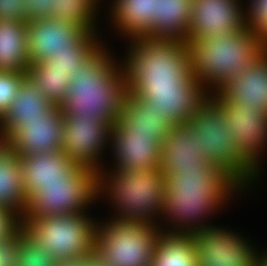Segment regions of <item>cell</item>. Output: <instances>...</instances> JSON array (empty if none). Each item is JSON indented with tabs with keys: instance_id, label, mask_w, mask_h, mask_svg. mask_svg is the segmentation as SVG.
<instances>
[{
	"instance_id": "d590c367",
	"label": "cell",
	"mask_w": 267,
	"mask_h": 266,
	"mask_svg": "<svg viewBox=\"0 0 267 266\" xmlns=\"http://www.w3.org/2000/svg\"><path fill=\"white\" fill-rule=\"evenodd\" d=\"M87 266H109L107 259L95 248L87 254Z\"/></svg>"
},
{
	"instance_id": "6da1fadb",
	"label": "cell",
	"mask_w": 267,
	"mask_h": 266,
	"mask_svg": "<svg viewBox=\"0 0 267 266\" xmlns=\"http://www.w3.org/2000/svg\"><path fill=\"white\" fill-rule=\"evenodd\" d=\"M161 146L162 173L191 206L219 207L236 189L206 158L189 123L174 124Z\"/></svg>"
},
{
	"instance_id": "836d02e7",
	"label": "cell",
	"mask_w": 267,
	"mask_h": 266,
	"mask_svg": "<svg viewBox=\"0 0 267 266\" xmlns=\"http://www.w3.org/2000/svg\"><path fill=\"white\" fill-rule=\"evenodd\" d=\"M27 22L40 18L56 19V0H25Z\"/></svg>"
},
{
	"instance_id": "e575fe53",
	"label": "cell",
	"mask_w": 267,
	"mask_h": 266,
	"mask_svg": "<svg viewBox=\"0 0 267 266\" xmlns=\"http://www.w3.org/2000/svg\"><path fill=\"white\" fill-rule=\"evenodd\" d=\"M0 20L27 22L25 0H0Z\"/></svg>"
},
{
	"instance_id": "7402d4cb",
	"label": "cell",
	"mask_w": 267,
	"mask_h": 266,
	"mask_svg": "<svg viewBox=\"0 0 267 266\" xmlns=\"http://www.w3.org/2000/svg\"><path fill=\"white\" fill-rule=\"evenodd\" d=\"M115 24L131 39L150 37L158 17V0H115Z\"/></svg>"
},
{
	"instance_id": "4dcf8cb0",
	"label": "cell",
	"mask_w": 267,
	"mask_h": 266,
	"mask_svg": "<svg viewBox=\"0 0 267 266\" xmlns=\"http://www.w3.org/2000/svg\"><path fill=\"white\" fill-rule=\"evenodd\" d=\"M27 79V73L0 71V118L14 102L21 84Z\"/></svg>"
},
{
	"instance_id": "ac0fdd59",
	"label": "cell",
	"mask_w": 267,
	"mask_h": 266,
	"mask_svg": "<svg viewBox=\"0 0 267 266\" xmlns=\"http://www.w3.org/2000/svg\"><path fill=\"white\" fill-rule=\"evenodd\" d=\"M202 87L133 88L130 93L149 102L175 123H188L207 98Z\"/></svg>"
},
{
	"instance_id": "8d00e7d4",
	"label": "cell",
	"mask_w": 267,
	"mask_h": 266,
	"mask_svg": "<svg viewBox=\"0 0 267 266\" xmlns=\"http://www.w3.org/2000/svg\"><path fill=\"white\" fill-rule=\"evenodd\" d=\"M56 266H87V255L62 259L56 262Z\"/></svg>"
},
{
	"instance_id": "3957f363",
	"label": "cell",
	"mask_w": 267,
	"mask_h": 266,
	"mask_svg": "<svg viewBox=\"0 0 267 266\" xmlns=\"http://www.w3.org/2000/svg\"><path fill=\"white\" fill-rule=\"evenodd\" d=\"M101 48L75 72L60 108L63 115L77 120L102 117L114 125L121 113L127 92L126 72L118 71L105 49ZM120 72V73H119Z\"/></svg>"
},
{
	"instance_id": "30bf717a",
	"label": "cell",
	"mask_w": 267,
	"mask_h": 266,
	"mask_svg": "<svg viewBox=\"0 0 267 266\" xmlns=\"http://www.w3.org/2000/svg\"><path fill=\"white\" fill-rule=\"evenodd\" d=\"M214 209L215 206H192L181 223L193 222L188 226L192 229L197 266H255L256 253L241 237L216 227L193 225Z\"/></svg>"
},
{
	"instance_id": "603a6c76",
	"label": "cell",
	"mask_w": 267,
	"mask_h": 266,
	"mask_svg": "<svg viewBox=\"0 0 267 266\" xmlns=\"http://www.w3.org/2000/svg\"><path fill=\"white\" fill-rule=\"evenodd\" d=\"M186 225L182 230L160 233L151 266H197L192 229L188 222Z\"/></svg>"
},
{
	"instance_id": "d6a6232c",
	"label": "cell",
	"mask_w": 267,
	"mask_h": 266,
	"mask_svg": "<svg viewBox=\"0 0 267 266\" xmlns=\"http://www.w3.org/2000/svg\"><path fill=\"white\" fill-rule=\"evenodd\" d=\"M16 216V214L11 213L9 210L0 207V244H13L17 232L22 227L21 218Z\"/></svg>"
},
{
	"instance_id": "52a82bcc",
	"label": "cell",
	"mask_w": 267,
	"mask_h": 266,
	"mask_svg": "<svg viewBox=\"0 0 267 266\" xmlns=\"http://www.w3.org/2000/svg\"><path fill=\"white\" fill-rule=\"evenodd\" d=\"M84 213L24 217L22 227L57 261L79 257L95 248L96 224Z\"/></svg>"
},
{
	"instance_id": "44dd1931",
	"label": "cell",
	"mask_w": 267,
	"mask_h": 266,
	"mask_svg": "<svg viewBox=\"0 0 267 266\" xmlns=\"http://www.w3.org/2000/svg\"><path fill=\"white\" fill-rule=\"evenodd\" d=\"M55 107L27 78L19 87L14 102L0 118L3 132L9 138L18 128L26 125V120L41 119Z\"/></svg>"
},
{
	"instance_id": "f1b7e54d",
	"label": "cell",
	"mask_w": 267,
	"mask_h": 266,
	"mask_svg": "<svg viewBox=\"0 0 267 266\" xmlns=\"http://www.w3.org/2000/svg\"><path fill=\"white\" fill-rule=\"evenodd\" d=\"M96 3L97 0H56V19L75 23L85 31L94 32Z\"/></svg>"
},
{
	"instance_id": "8fae6325",
	"label": "cell",
	"mask_w": 267,
	"mask_h": 266,
	"mask_svg": "<svg viewBox=\"0 0 267 266\" xmlns=\"http://www.w3.org/2000/svg\"><path fill=\"white\" fill-rule=\"evenodd\" d=\"M94 32L79 25L53 18L27 22V53L31 64L48 61L59 52L99 50Z\"/></svg>"
},
{
	"instance_id": "277c9868",
	"label": "cell",
	"mask_w": 267,
	"mask_h": 266,
	"mask_svg": "<svg viewBox=\"0 0 267 266\" xmlns=\"http://www.w3.org/2000/svg\"><path fill=\"white\" fill-rule=\"evenodd\" d=\"M126 62L127 92L133 88L201 87L192 74L189 47L174 39H132Z\"/></svg>"
},
{
	"instance_id": "83f0119b",
	"label": "cell",
	"mask_w": 267,
	"mask_h": 266,
	"mask_svg": "<svg viewBox=\"0 0 267 266\" xmlns=\"http://www.w3.org/2000/svg\"><path fill=\"white\" fill-rule=\"evenodd\" d=\"M56 262V258L21 227L10 248V266H56Z\"/></svg>"
},
{
	"instance_id": "e0dca14e",
	"label": "cell",
	"mask_w": 267,
	"mask_h": 266,
	"mask_svg": "<svg viewBox=\"0 0 267 266\" xmlns=\"http://www.w3.org/2000/svg\"><path fill=\"white\" fill-rule=\"evenodd\" d=\"M175 123L167 114L130 92H126L122 102L121 113L112 127L113 131L152 134L161 145L164 137Z\"/></svg>"
},
{
	"instance_id": "d6986e66",
	"label": "cell",
	"mask_w": 267,
	"mask_h": 266,
	"mask_svg": "<svg viewBox=\"0 0 267 266\" xmlns=\"http://www.w3.org/2000/svg\"><path fill=\"white\" fill-rule=\"evenodd\" d=\"M113 150L120 170H155L161 168V144L152 134L111 131Z\"/></svg>"
},
{
	"instance_id": "4316f807",
	"label": "cell",
	"mask_w": 267,
	"mask_h": 266,
	"mask_svg": "<svg viewBox=\"0 0 267 266\" xmlns=\"http://www.w3.org/2000/svg\"><path fill=\"white\" fill-rule=\"evenodd\" d=\"M27 78L56 106L65 101L71 79L68 72L54 70L48 61L35 62L27 70Z\"/></svg>"
},
{
	"instance_id": "f35d334b",
	"label": "cell",
	"mask_w": 267,
	"mask_h": 266,
	"mask_svg": "<svg viewBox=\"0 0 267 266\" xmlns=\"http://www.w3.org/2000/svg\"><path fill=\"white\" fill-rule=\"evenodd\" d=\"M0 157L3 153H5L9 149V141L7 134L3 132V128L0 124Z\"/></svg>"
},
{
	"instance_id": "9c48e42d",
	"label": "cell",
	"mask_w": 267,
	"mask_h": 266,
	"mask_svg": "<svg viewBox=\"0 0 267 266\" xmlns=\"http://www.w3.org/2000/svg\"><path fill=\"white\" fill-rule=\"evenodd\" d=\"M98 175L90 169L76 167L63 183L40 184L28 198L25 217H46L84 212L98 197Z\"/></svg>"
},
{
	"instance_id": "9a60e30c",
	"label": "cell",
	"mask_w": 267,
	"mask_h": 266,
	"mask_svg": "<svg viewBox=\"0 0 267 266\" xmlns=\"http://www.w3.org/2000/svg\"><path fill=\"white\" fill-rule=\"evenodd\" d=\"M64 115L56 106L41 119L26 120L9 138V149L18 156L62 151Z\"/></svg>"
},
{
	"instance_id": "ab89813d",
	"label": "cell",
	"mask_w": 267,
	"mask_h": 266,
	"mask_svg": "<svg viewBox=\"0 0 267 266\" xmlns=\"http://www.w3.org/2000/svg\"><path fill=\"white\" fill-rule=\"evenodd\" d=\"M255 266H267V255L264 254V257H257L256 255V260H255Z\"/></svg>"
},
{
	"instance_id": "1f68e13d",
	"label": "cell",
	"mask_w": 267,
	"mask_h": 266,
	"mask_svg": "<svg viewBox=\"0 0 267 266\" xmlns=\"http://www.w3.org/2000/svg\"><path fill=\"white\" fill-rule=\"evenodd\" d=\"M249 7V13L245 15L246 28L267 47V0H252Z\"/></svg>"
},
{
	"instance_id": "d4e9b609",
	"label": "cell",
	"mask_w": 267,
	"mask_h": 266,
	"mask_svg": "<svg viewBox=\"0 0 267 266\" xmlns=\"http://www.w3.org/2000/svg\"><path fill=\"white\" fill-rule=\"evenodd\" d=\"M25 193L19 156L8 149L0 157V207L17 213L22 221L28 204Z\"/></svg>"
},
{
	"instance_id": "5bb4252c",
	"label": "cell",
	"mask_w": 267,
	"mask_h": 266,
	"mask_svg": "<svg viewBox=\"0 0 267 266\" xmlns=\"http://www.w3.org/2000/svg\"><path fill=\"white\" fill-rule=\"evenodd\" d=\"M236 1L192 0L188 40L208 39L245 29L246 14Z\"/></svg>"
},
{
	"instance_id": "8992f818",
	"label": "cell",
	"mask_w": 267,
	"mask_h": 266,
	"mask_svg": "<svg viewBox=\"0 0 267 266\" xmlns=\"http://www.w3.org/2000/svg\"><path fill=\"white\" fill-rule=\"evenodd\" d=\"M188 123L199 133L206 158L236 189L250 182V178L258 173L237 151L222 107L213 98L207 97Z\"/></svg>"
},
{
	"instance_id": "7a4b0ae2",
	"label": "cell",
	"mask_w": 267,
	"mask_h": 266,
	"mask_svg": "<svg viewBox=\"0 0 267 266\" xmlns=\"http://www.w3.org/2000/svg\"><path fill=\"white\" fill-rule=\"evenodd\" d=\"M113 175L108 181L110 185L105 186H109L111 199L121 211L118 219L156 228L151 217L157 211L180 224L192 207L166 180L161 168L128 171L116 168Z\"/></svg>"
},
{
	"instance_id": "2e32d148",
	"label": "cell",
	"mask_w": 267,
	"mask_h": 266,
	"mask_svg": "<svg viewBox=\"0 0 267 266\" xmlns=\"http://www.w3.org/2000/svg\"><path fill=\"white\" fill-rule=\"evenodd\" d=\"M217 92L219 102H236L267 112V51L252 65L227 81Z\"/></svg>"
},
{
	"instance_id": "484cf974",
	"label": "cell",
	"mask_w": 267,
	"mask_h": 266,
	"mask_svg": "<svg viewBox=\"0 0 267 266\" xmlns=\"http://www.w3.org/2000/svg\"><path fill=\"white\" fill-rule=\"evenodd\" d=\"M192 0H158V17L150 32L154 39H174L187 42L191 21Z\"/></svg>"
},
{
	"instance_id": "ba28073f",
	"label": "cell",
	"mask_w": 267,
	"mask_h": 266,
	"mask_svg": "<svg viewBox=\"0 0 267 266\" xmlns=\"http://www.w3.org/2000/svg\"><path fill=\"white\" fill-rule=\"evenodd\" d=\"M147 224L114 219L96 225L95 249L109 266H151L155 243L162 230Z\"/></svg>"
},
{
	"instance_id": "5b68a950",
	"label": "cell",
	"mask_w": 267,
	"mask_h": 266,
	"mask_svg": "<svg viewBox=\"0 0 267 266\" xmlns=\"http://www.w3.org/2000/svg\"><path fill=\"white\" fill-rule=\"evenodd\" d=\"M186 44L197 82L202 88L203 83L216 84L218 90L267 51L259 37L247 28L208 39L188 40Z\"/></svg>"
},
{
	"instance_id": "f546056e",
	"label": "cell",
	"mask_w": 267,
	"mask_h": 266,
	"mask_svg": "<svg viewBox=\"0 0 267 266\" xmlns=\"http://www.w3.org/2000/svg\"><path fill=\"white\" fill-rule=\"evenodd\" d=\"M98 50H72L54 54L48 62L54 70L69 73L70 79L74 78L75 72L84 65Z\"/></svg>"
},
{
	"instance_id": "ffe728a7",
	"label": "cell",
	"mask_w": 267,
	"mask_h": 266,
	"mask_svg": "<svg viewBox=\"0 0 267 266\" xmlns=\"http://www.w3.org/2000/svg\"><path fill=\"white\" fill-rule=\"evenodd\" d=\"M25 195L29 198L40 184L63 183L77 166L63 151L46 154H26L19 156Z\"/></svg>"
},
{
	"instance_id": "7c38bea8",
	"label": "cell",
	"mask_w": 267,
	"mask_h": 266,
	"mask_svg": "<svg viewBox=\"0 0 267 266\" xmlns=\"http://www.w3.org/2000/svg\"><path fill=\"white\" fill-rule=\"evenodd\" d=\"M112 127L113 125L102 117L77 120L72 115H64L62 151L73 164L90 169L98 175V192L101 188L105 189L102 186L103 183L105 185V179L97 159L104 143L111 137Z\"/></svg>"
},
{
	"instance_id": "cb8c5ba5",
	"label": "cell",
	"mask_w": 267,
	"mask_h": 266,
	"mask_svg": "<svg viewBox=\"0 0 267 266\" xmlns=\"http://www.w3.org/2000/svg\"><path fill=\"white\" fill-rule=\"evenodd\" d=\"M27 22L0 20V71L27 73Z\"/></svg>"
},
{
	"instance_id": "74e56055",
	"label": "cell",
	"mask_w": 267,
	"mask_h": 266,
	"mask_svg": "<svg viewBox=\"0 0 267 266\" xmlns=\"http://www.w3.org/2000/svg\"><path fill=\"white\" fill-rule=\"evenodd\" d=\"M12 245L0 244V266H10V248Z\"/></svg>"
},
{
	"instance_id": "4fadbf2b",
	"label": "cell",
	"mask_w": 267,
	"mask_h": 266,
	"mask_svg": "<svg viewBox=\"0 0 267 266\" xmlns=\"http://www.w3.org/2000/svg\"><path fill=\"white\" fill-rule=\"evenodd\" d=\"M226 117V125L237 151L256 169L259 151L267 141V112L261 108L249 109L245 104L219 102ZM265 141V142H264Z\"/></svg>"
}]
</instances>
